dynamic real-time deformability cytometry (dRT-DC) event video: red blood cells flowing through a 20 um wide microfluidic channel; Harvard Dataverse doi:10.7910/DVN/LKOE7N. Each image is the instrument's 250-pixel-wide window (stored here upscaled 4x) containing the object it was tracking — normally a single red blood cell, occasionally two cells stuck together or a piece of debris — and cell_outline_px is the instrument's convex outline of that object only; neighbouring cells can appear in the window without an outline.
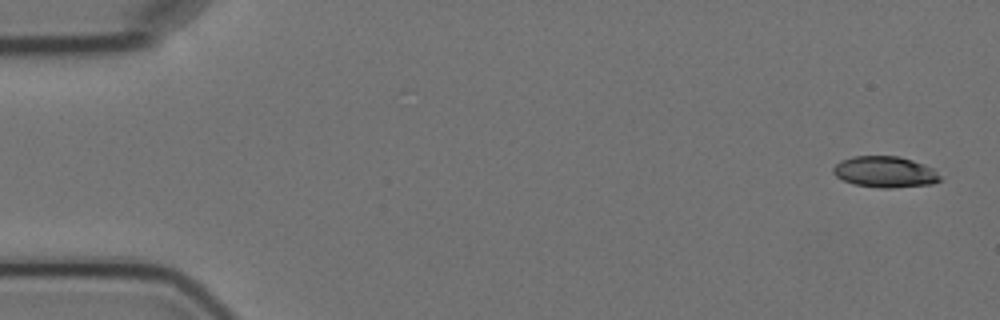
{"species": "Egyptian fruit bat (a non-hibernating species)", "species_latin": "Rousettus aegyptiacus", "temperature_condition": "cold", "stored_images_in_passage": 5, "camera_frame_rate_fps": 3000, "um_per_image_px": 0.085, "animal": {"sex": "female"}, "frame": {"image": 1, "passage_image": 1, "time_ms": 0.0, "image_size_px": [1000, 320], "cell_outline_px": [[940, 180], [932, 184], [892, 188], [880, 188], [856, 184], [844, 180], [836, 176], [832, 172], [832, 168], [840, 160], [852, 156], [900, 156], [924, 164], [932, 168], [940, 176]], "centroid_in_image_um": [75.21, 14.6], "position_along_channel_um": 9.8, "area_um2": 19.36}}
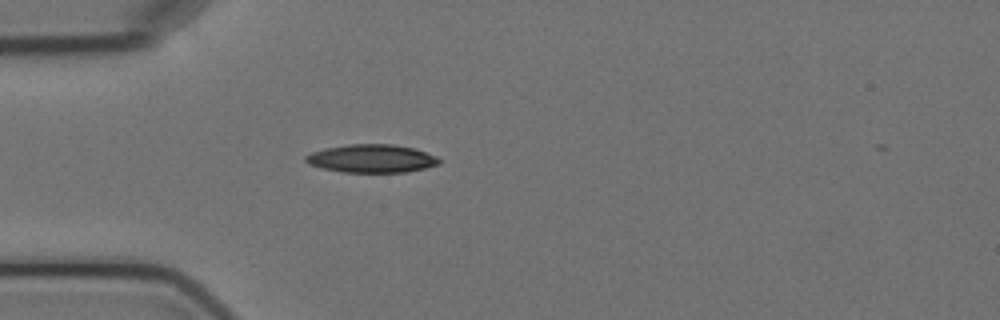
{"frame": {"image": 2, "passage_image": 5, "time_ms": 4.667, "image_size_px": [1000, 320], "cell_outline_px": [[440, 164], [408, 172], [344, 172], [324, 168], [308, 164], [304, 160], [304, 156], [312, 152], [324, 148], [348, 144], [392, 144], [416, 148], [436, 156], [440, 160]], "centroid_in_image_um": [31.59, 13.47], "position_along_channel_um": 53.4, "area_um2": 21.96}}